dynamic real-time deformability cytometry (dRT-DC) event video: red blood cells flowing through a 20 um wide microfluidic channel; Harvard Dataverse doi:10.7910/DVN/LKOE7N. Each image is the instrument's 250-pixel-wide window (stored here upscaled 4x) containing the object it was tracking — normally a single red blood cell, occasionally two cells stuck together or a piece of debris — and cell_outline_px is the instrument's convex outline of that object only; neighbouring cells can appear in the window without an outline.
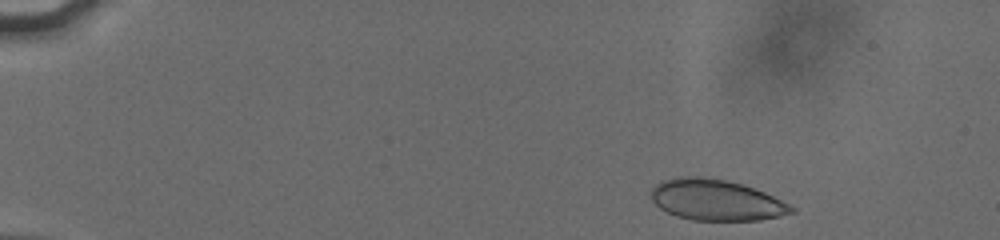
{"species": "human", "species_latin": "Homo sapiens", "temperature_condition": "cold", "stored_images_in_passage": 21, "camera_frame_rate_fps": 3000, "um_per_image_px": 0.085, "donor": {"sex": "male"}, "frame": {"image": 1, "passage_image": 3, "time_ms": 0.333, "image_size_px": [1000, 240], "cell_outline_px": [[796, 212], [780, 216], [760, 220], [692, 220], [676, 216], [660, 208], [652, 200], [648, 192], [660, 180], [680, 176], [696, 176], [724, 180], [744, 184], [764, 192], [796, 208]], "centroid_in_image_um": [60.84, 17.0], "position_along_channel_um": 24.2, "area_um2": 33.58}}
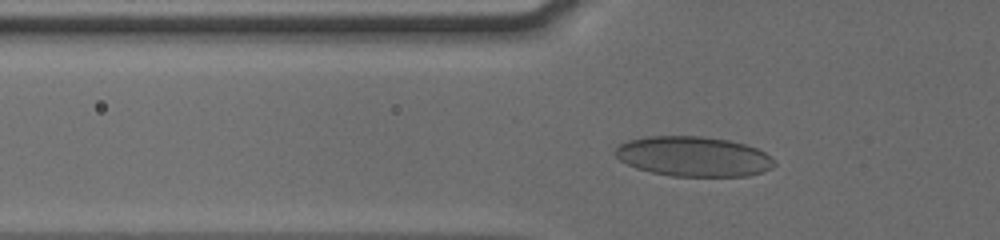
{"frame": {"image": 2, "passage_image": 18, "time_ms": 4.333, "image_size_px": [1000, 240], "cell_outline_px": [[776, 164], [772, 168], [748, 176], [672, 176], [652, 172], [636, 168], [620, 160], [612, 152], [620, 144], [628, 140], [648, 136], [700, 136], [728, 140], [744, 144], [756, 148], [764, 152]], "centroid_in_image_um": [58.91, 13.3], "position_along_channel_um": 66.9, "area_um2": 36.88}}